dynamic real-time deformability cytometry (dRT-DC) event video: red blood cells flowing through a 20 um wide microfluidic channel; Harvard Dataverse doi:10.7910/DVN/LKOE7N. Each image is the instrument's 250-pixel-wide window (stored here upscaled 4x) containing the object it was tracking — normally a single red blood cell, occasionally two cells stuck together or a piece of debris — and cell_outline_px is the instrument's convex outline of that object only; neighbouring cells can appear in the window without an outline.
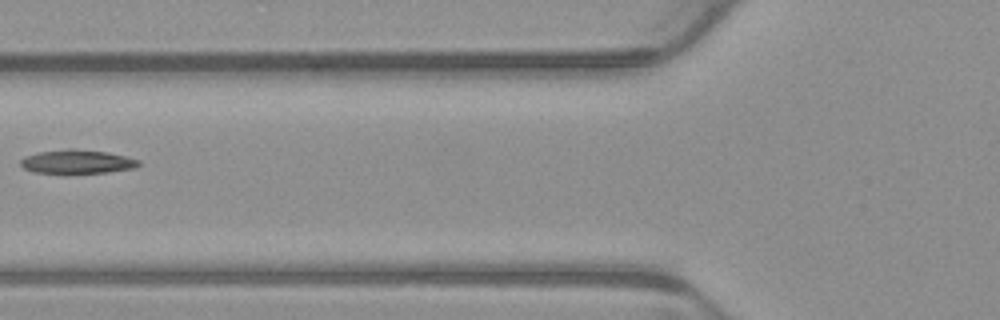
{"species": "common noctule bat (a hibernating species)", "species_latin": "Nyctalus noctula", "temperature_condition": "warm", "stored_images_in_passage": 3, "camera_frame_rate_fps": 3000, "um_per_image_px": 0.085, "animal": {"sex": "male", "body_mass_g": 23.1, "forearm_length_mm": 52.7}, "frame": {"image": 1, "passage_image": 2, "time_ms": 0.333, "image_size_px": [1000, 320], "cell_outline_px": [[140, 164], [136, 168], [108, 172], [64, 176], [32, 172], [24, 168], [20, 164], [20, 160], [24, 156], [36, 152], [68, 148], [76, 148], [108, 152], [140, 160]], "centroid_in_image_um": [6.5, 13.78], "position_along_channel_um": 119.3, "area_um2": 17.46}}
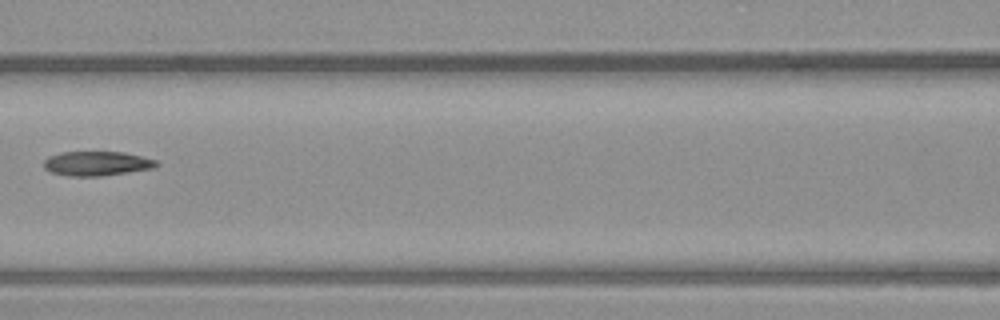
{"frame": {"image": 2, "passage_image": 3, "time_ms": 0.667, "image_size_px": [1000, 320], "cell_outline_px": [[160, 164], [156, 168], [100, 176], [68, 176], [52, 172], [44, 168], [44, 160], [48, 156], [60, 152], [124, 152], [156, 160]], "centroid_in_image_um": [8.24, 13.89], "position_along_channel_um": 158.4, "area_um2": 16.07}}